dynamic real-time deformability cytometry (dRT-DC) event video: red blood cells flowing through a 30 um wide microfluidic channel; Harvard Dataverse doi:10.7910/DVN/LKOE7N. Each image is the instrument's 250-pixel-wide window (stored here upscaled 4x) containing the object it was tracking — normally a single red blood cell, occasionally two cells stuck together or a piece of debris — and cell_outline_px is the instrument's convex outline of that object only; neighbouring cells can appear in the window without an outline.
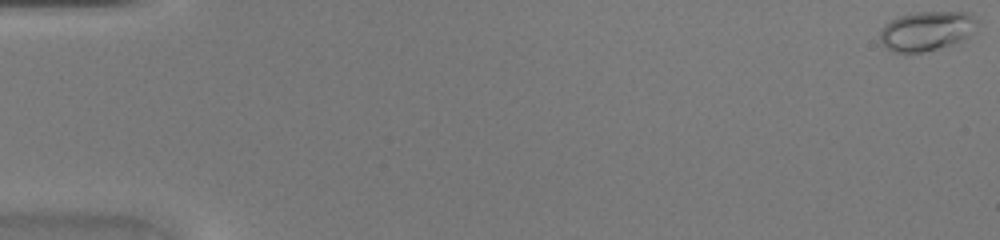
{"species": "common noctule bat (a hibernating species)", "species_latin": "Nyctalus noctula", "temperature_condition": "warm", "stored_images_in_passage": 47, "camera_frame_rate_fps": 3000, "um_per_image_px": 0.085, "animal": {"sex": "female", "body_mass_g": 20.0, "forearm_length_mm": 54.0}, "frame": {"image": 1, "passage_image": 1, "time_ms": 0.0, "image_size_px": [1000, 240], "cell_outline_px": [[980, 24], [968, 36], [960, 40], [924, 52], [892, 52], [884, 48], [880, 40], [880, 32], [884, 24], [900, 16], [916, 12], [968, 12], [976, 16], [980, 20]], "centroid_in_image_um": [78.77, 2.61], "position_along_channel_um": 6.2, "area_um2": 22.37}}
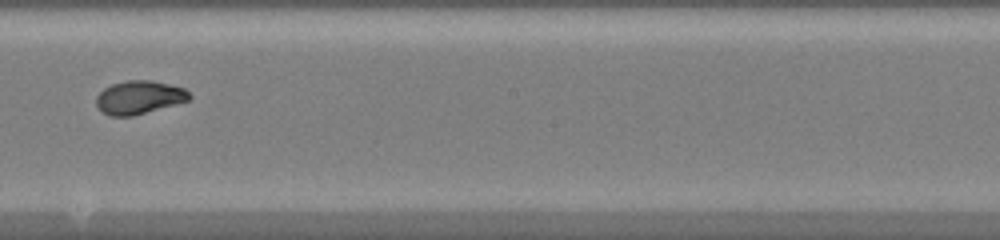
{"frame": {"image": 2, "passage_image": 28, "time_ms": 9.0, "image_size_px": [1000, 240], "cell_outline_px": [[192, 96], [188, 100], [132, 116], [108, 116], [100, 112], [96, 104], [96, 96], [104, 88], [112, 84], [128, 80], [152, 80], [184, 88]], "centroid_in_image_um": [11.77, 8.28], "position_along_channel_um": 236.4, "area_um2": 17.98}}
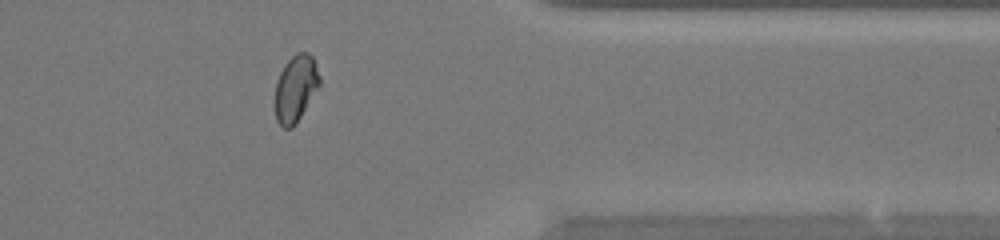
{"frame": {"image": 3, "passage_image": 39, "time_ms": 12.667, "image_size_px": [1000, 240], "cell_outline_px": [[320, 84], [296, 124], [292, 128], [284, 128], [276, 120], [276, 80], [284, 64], [296, 52], [308, 52], [312, 56], [316, 64], [320, 76]], "centroid_in_image_um": [25.14, 7.49], "position_along_channel_um": 386.3, "area_um2": 17.22}}